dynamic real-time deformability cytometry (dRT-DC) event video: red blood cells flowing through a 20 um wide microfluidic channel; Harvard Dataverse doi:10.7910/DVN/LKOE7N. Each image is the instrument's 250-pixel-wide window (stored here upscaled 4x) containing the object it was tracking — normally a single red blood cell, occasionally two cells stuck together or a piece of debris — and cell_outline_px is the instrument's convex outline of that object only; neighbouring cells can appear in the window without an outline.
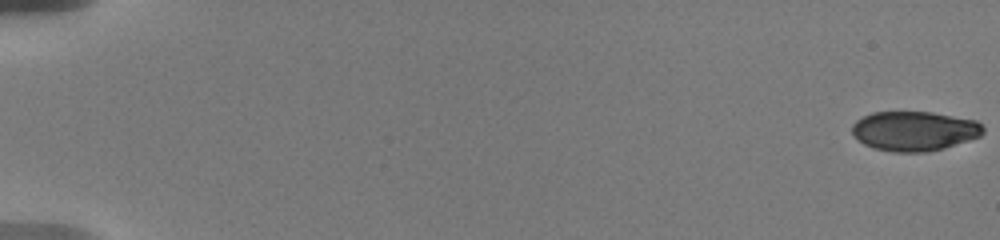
{"species": "human", "species_latin": "Homo sapiens", "temperature_condition": "warm", "stored_images_in_passage": 39, "camera_frame_rate_fps": 3000, "um_per_image_px": 0.085, "donor": {"sex": "male"}, "frame": {"image": 1, "passage_image": 1, "time_ms": 0.0, "image_size_px": [1000, 240], "cell_outline_px": [[984, 132], [980, 136], [944, 148], [928, 152], [892, 152], [872, 148], [856, 140], [852, 132], [852, 124], [856, 120], [872, 112], [932, 112], [976, 120], [984, 128]], "centroid_in_image_um": [77.69, 11.14], "position_along_channel_um": 7.3, "area_um2": 30.4}}
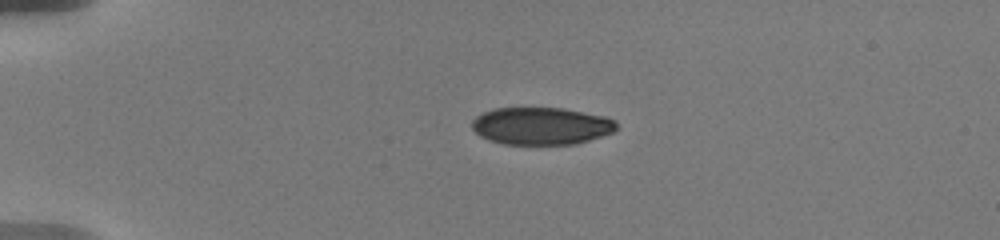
{"frame": {"image": 2, "passage_image": 27, "time_ms": 4.667, "image_size_px": [1000, 240], "cell_outline_px": [[616, 128], [612, 132], [576, 144], [504, 144], [488, 140], [480, 136], [472, 128], [472, 120], [476, 116], [484, 112], [496, 108], [564, 108], [604, 116], [616, 120]], "centroid_in_image_um": [45.98, 10.7], "position_along_channel_um": 39.0, "area_um2": 31.39}}